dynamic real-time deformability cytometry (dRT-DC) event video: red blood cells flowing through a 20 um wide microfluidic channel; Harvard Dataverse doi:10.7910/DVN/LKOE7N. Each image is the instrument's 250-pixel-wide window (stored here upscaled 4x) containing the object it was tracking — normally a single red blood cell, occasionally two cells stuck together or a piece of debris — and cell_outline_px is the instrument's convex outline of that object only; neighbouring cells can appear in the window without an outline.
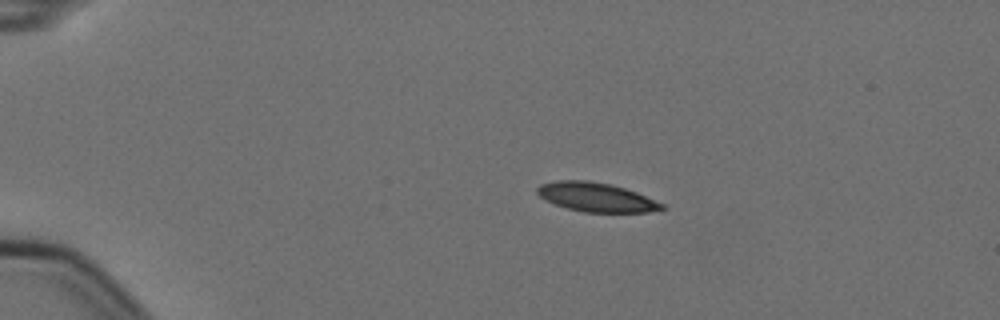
{"species": "Egyptian fruit bat (a non-hibernating species)", "species_latin": "Rousettus aegyptiacus", "temperature_condition": "cold", "stored_images_in_passage": 4, "camera_frame_rate_fps": 3000, "um_per_image_px": 0.085, "animal": {"sex": "female"}, "frame": {"image": 1, "passage_image": 2, "time_ms": 0.333, "image_size_px": [1000, 320], "cell_outline_px": [[668, 208], [648, 212], [584, 212], [568, 208], [544, 200], [536, 192], [536, 188], [540, 184], [556, 180], [588, 180], [612, 184], [636, 192], [664, 204]], "centroid_in_image_um": [50.67, 16.75], "position_along_channel_um": 34.3, "area_um2": 21.15}}